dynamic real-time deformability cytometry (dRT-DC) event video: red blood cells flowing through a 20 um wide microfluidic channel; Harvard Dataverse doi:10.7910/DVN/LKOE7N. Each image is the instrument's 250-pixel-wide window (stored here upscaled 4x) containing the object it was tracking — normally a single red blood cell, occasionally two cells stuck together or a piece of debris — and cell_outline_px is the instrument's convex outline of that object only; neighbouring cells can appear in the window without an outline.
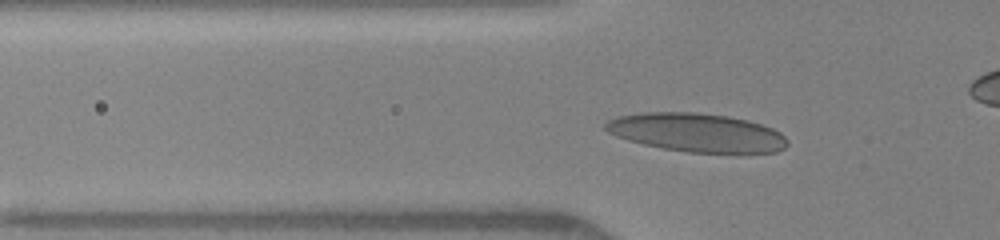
{"species": "human", "species_latin": "Homo sapiens", "temperature_condition": "warm", "stored_images_in_passage": 39, "camera_frame_rate_fps": 3000, "um_per_image_px": 0.085, "donor": {"sex": "female"}, "frame": {"image": 1, "passage_image": 13, "time_ms": 3.667, "image_size_px": [1000, 240], "cell_outline_px": [[788, 144], [784, 148], [776, 152], [688, 152], [664, 148], [644, 144], [628, 140], [616, 136], [608, 132], [604, 128], [604, 124], [608, 120], [620, 116], [644, 112], [696, 112], [728, 116], [748, 120], [772, 128], [780, 132], [788, 140]], "centroid_in_image_um": [59.22, 11.26], "position_along_channel_um": 66.6, "area_um2": 40.63}}
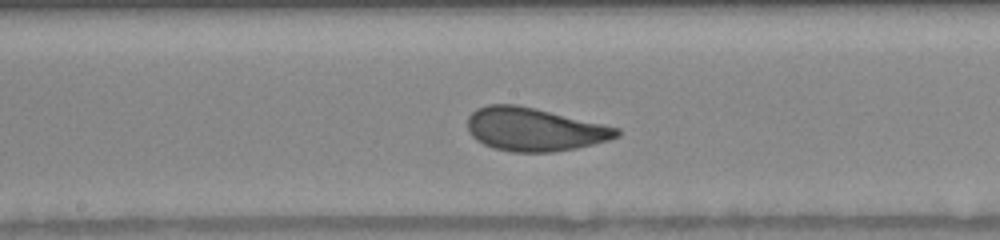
{"frame": {"image": 2, "passage_image": 24, "time_ms": 7.0, "image_size_px": [1000, 240], "cell_outline_px": [[620, 136], [608, 140], [576, 148], [552, 152], [512, 152], [496, 148], [484, 144], [476, 140], [472, 136], [468, 128], [468, 116], [476, 108], [488, 104], [516, 104], [536, 108], [620, 128]], "centroid_in_image_um": [45.41, 10.99], "position_along_channel_um": 202.8, "area_um2": 37.57}}
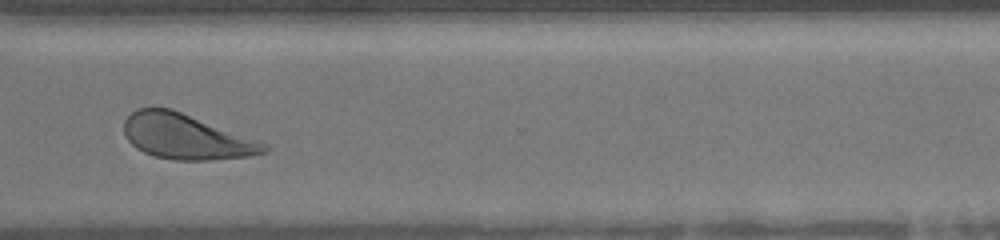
{"frame": {"image": 3, "passage_image": 34, "time_ms": 10.667, "image_size_px": [1000, 240], "cell_outline_px": [[268, 152], [248, 156], [212, 160], [172, 160], [156, 156], [144, 152], [136, 148], [128, 140], [124, 132], [124, 120], [136, 108], [172, 108], [260, 140], [268, 144]], "centroid_in_image_um": [15.85, 11.61], "position_along_channel_um": 354.8, "area_um2": 37.11}, "authors_computed_cell_mechanics": {"area_um2": 37.4544, "velocity_mm_per_s": 4.1531, "shape_relaxation_time_tau1_ms": 2.9946, "shape_relaxation_time_tau2_ms": 0.7766, "deformation_change_tau1": 0.1237, "deformation_change_tau2": 0.0857}}